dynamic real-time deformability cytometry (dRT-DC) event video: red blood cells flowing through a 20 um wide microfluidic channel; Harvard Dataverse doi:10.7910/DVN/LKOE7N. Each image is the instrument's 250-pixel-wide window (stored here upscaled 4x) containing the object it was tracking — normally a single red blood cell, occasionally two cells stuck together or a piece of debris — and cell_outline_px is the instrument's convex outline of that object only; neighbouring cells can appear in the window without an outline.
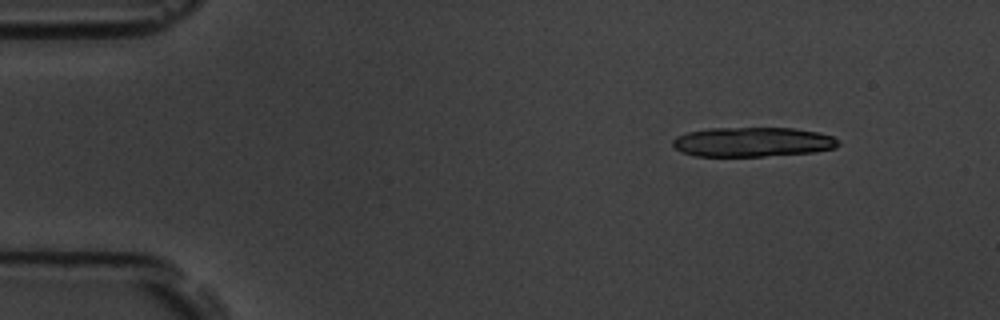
{"species": "common noctule bat (a hibernating species)", "species_latin": "Nyctalus noctula", "temperature_condition": "room temperature", "stored_images_in_passage": 4, "camera_frame_rate_fps": 3000, "um_per_image_px": 0.085, "animal": {"sex": "male", "body_mass_g": 19.5, "forearm_length_mm": 54.6}, "frame": {"image": 1, "passage_image": 1, "time_ms": 0.0, "image_size_px": [1000, 320], "cell_outline_px": [[840, 144], [836, 148], [816, 152], [764, 156], [696, 156], [680, 152], [672, 144], [672, 140], [676, 136], [688, 132], [708, 128], [792, 128], [820, 132], [832, 136], [840, 140]], "centroid_in_image_um": [64.0, 12.07], "position_along_channel_um": 21.0, "area_um2": 28.78}}